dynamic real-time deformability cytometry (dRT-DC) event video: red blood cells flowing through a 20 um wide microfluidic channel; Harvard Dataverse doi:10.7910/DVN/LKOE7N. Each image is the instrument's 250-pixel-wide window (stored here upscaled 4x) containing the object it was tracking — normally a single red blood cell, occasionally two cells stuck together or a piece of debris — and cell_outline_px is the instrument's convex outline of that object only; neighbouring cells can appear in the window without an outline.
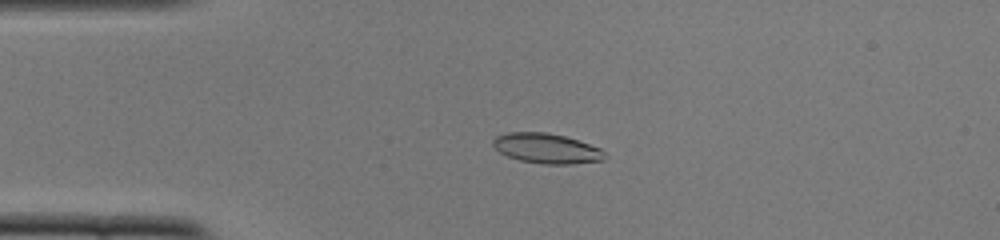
{"species": "common noctule bat (a hibernating species)", "species_latin": "Nyctalus noctula", "temperature_condition": "cold", "stored_images_in_passage": 52, "camera_frame_rate_fps": 3000, "um_per_image_px": 0.085, "animal": {"sex": "female", "body_mass_g": 22.0, "forearm_length_mm": 56.7}, "frame": {"image": 1, "passage_image": 12, "time_ms": 3.667, "image_size_px": [1000, 240], "cell_outline_px": [[604, 160], [572, 164], [544, 164], [520, 160], [508, 156], [500, 152], [492, 144], [492, 140], [496, 136], [508, 132], [548, 132], [564, 136], [600, 148], [604, 152]], "centroid_in_image_um": [46.44, 12.61], "position_along_channel_um": 38.6, "area_um2": 19.36}}
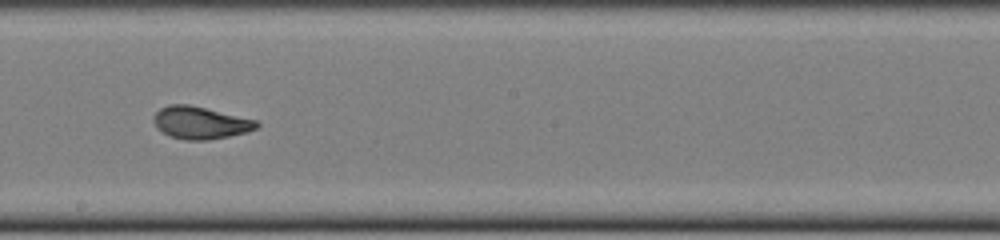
{"frame": {"image": 2, "passage_image": 29, "time_ms": 9.333, "image_size_px": [1000, 240], "cell_outline_px": [[260, 124], [256, 128], [248, 132], [208, 140], [184, 140], [168, 136], [156, 128], [152, 120], [152, 116], [160, 108], [168, 104], [188, 104], [256, 120]], "centroid_in_image_um": [16.97, 10.44], "position_along_channel_um": 231.2, "area_um2": 19.54}}
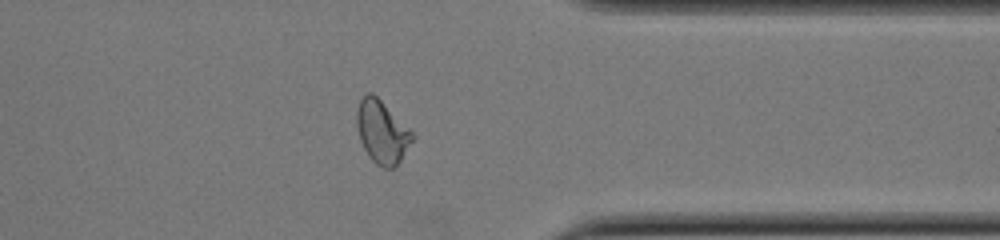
{"frame": {"image": 3, "passage_image": 41, "time_ms": 13.333, "image_size_px": [1000, 240], "cell_outline_px": [[416, 136], [400, 160], [392, 168], [384, 168], [376, 164], [368, 156], [360, 140], [356, 124], [356, 112], [360, 100], [364, 92], [372, 92]], "centroid_in_image_um": [32.44, 11.21], "position_along_channel_um": 379.0, "area_um2": 20.11}, "authors_computed_cell_mechanics": {"area_um2": 19.3341, "velocity_mm_per_s": 3.8866, "shape_relaxation_time_tau1_ms": 7.8775, "shape_relaxation_time_tau2_ms": 1.1071, "deformation_change_tau1": 0.23, "deformation_change_tau2": 0.0615}}